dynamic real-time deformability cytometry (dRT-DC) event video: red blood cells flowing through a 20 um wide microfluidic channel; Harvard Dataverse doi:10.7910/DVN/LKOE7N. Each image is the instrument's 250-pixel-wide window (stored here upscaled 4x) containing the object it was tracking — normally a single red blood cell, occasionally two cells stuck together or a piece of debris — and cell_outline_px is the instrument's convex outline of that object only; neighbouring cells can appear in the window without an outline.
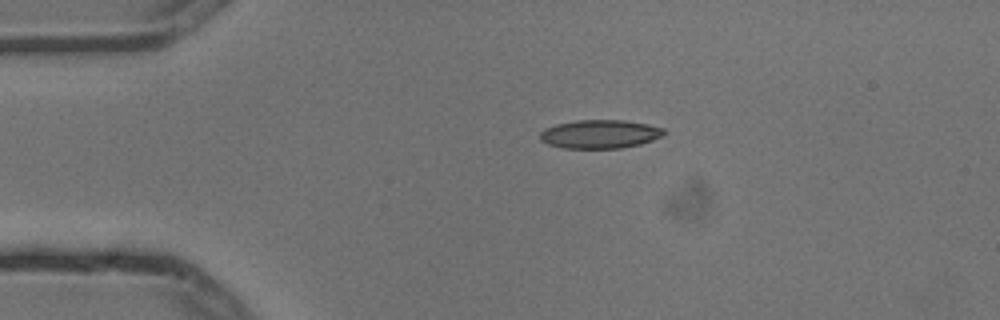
{"species": "common noctule bat (a hibernating species)", "species_latin": "Nyctalus noctula", "temperature_condition": "cold", "stored_images_in_passage": 5, "camera_frame_rate_fps": 3000, "um_per_image_px": 0.085, "animal": {"sex": "male", "body_mass_g": 13.3}, "frame": {"image": 1, "passage_image": 1, "time_ms": 0.0, "image_size_px": [1000, 320], "cell_outline_px": [[664, 136], [640, 144], [620, 148], [564, 148], [548, 144], [540, 140], [540, 132], [544, 128], [556, 124], [576, 120], [624, 120], [648, 124], [664, 128]], "centroid_in_image_um": [50.99, 11.39], "position_along_channel_um": 34.0, "area_um2": 20.69}}
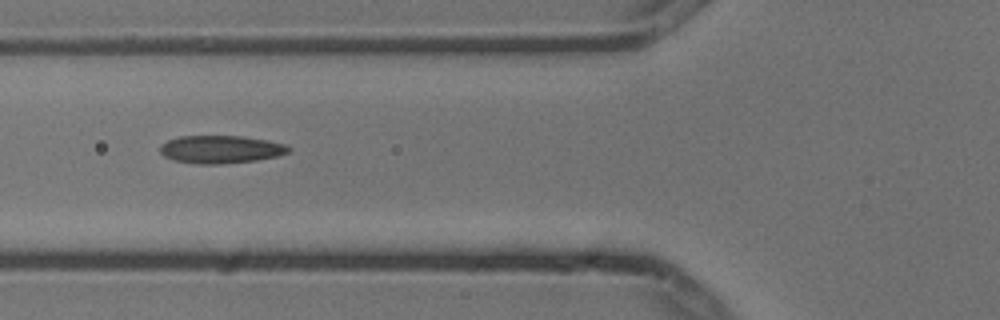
{"frame": {"image": 2, "passage_image": 3, "time_ms": 0.667, "image_size_px": [1000, 320], "cell_outline_px": [[292, 148], [288, 152], [276, 156], [256, 160], [220, 164], [196, 164], [172, 160], [164, 156], [160, 152], [160, 144], [168, 140], [180, 136], [244, 136], [288, 144]], "centroid_in_image_um": [18.75, 12.69], "position_along_channel_um": 107.0, "area_um2": 20.98}}
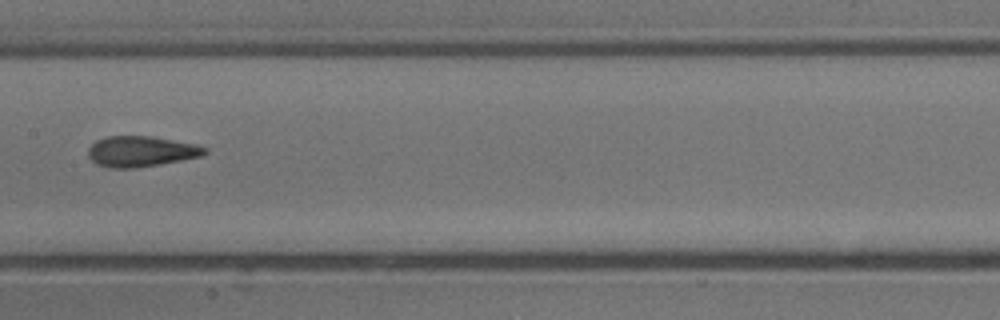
{"frame": {"image": 3, "passage_image": 5, "time_ms": 1.333, "image_size_px": [1000, 320], "cell_outline_px": [[208, 152], [200, 156], [160, 164], [136, 168], [108, 168], [96, 164], [88, 156], [88, 148], [96, 140], [108, 136], [152, 136], [200, 144], [208, 148]], "centroid_in_image_um": [12.01, 12.86], "position_along_channel_um": 195.4, "area_um2": 21.04}}